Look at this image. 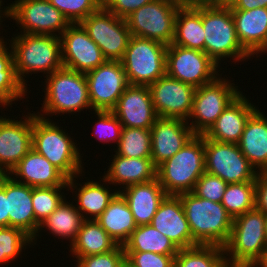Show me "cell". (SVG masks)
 Instances as JSON below:
<instances>
[{
	"label": "cell",
	"instance_id": "cell-10",
	"mask_svg": "<svg viewBox=\"0 0 267 267\" xmlns=\"http://www.w3.org/2000/svg\"><path fill=\"white\" fill-rule=\"evenodd\" d=\"M179 7L169 0H153L145 4L125 19L131 35L166 46L172 44Z\"/></svg>",
	"mask_w": 267,
	"mask_h": 267
},
{
	"label": "cell",
	"instance_id": "cell-54",
	"mask_svg": "<svg viewBox=\"0 0 267 267\" xmlns=\"http://www.w3.org/2000/svg\"><path fill=\"white\" fill-rule=\"evenodd\" d=\"M169 1L175 2L180 6H186V0H169Z\"/></svg>",
	"mask_w": 267,
	"mask_h": 267
},
{
	"label": "cell",
	"instance_id": "cell-22",
	"mask_svg": "<svg viewBox=\"0 0 267 267\" xmlns=\"http://www.w3.org/2000/svg\"><path fill=\"white\" fill-rule=\"evenodd\" d=\"M251 101L241 93L231 102L216 122L203 135L207 139L237 144L249 117L257 110Z\"/></svg>",
	"mask_w": 267,
	"mask_h": 267
},
{
	"label": "cell",
	"instance_id": "cell-32",
	"mask_svg": "<svg viewBox=\"0 0 267 267\" xmlns=\"http://www.w3.org/2000/svg\"><path fill=\"white\" fill-rule=\"evenodd\" d=\"M84 221L85 218L77 210L76 206L64 199L57 209L40 224L38 234L32 239L33 243H37L36 240L39 237V232L45 228L52 235L58 236V239H67L71 245L76 239Z\"/></svg>",
	"mask_w": 267,
	"mask_h": 267
},
{
	"label": "cell",
	"instance_id": "cell-13",
	"mask_svg": "<svg viewBox=\"0 0 267 267\" xmlns=\"http://www.w3.org/2000/svg\"><path fill=\"white\" fill-rule=\"evenodd\" d=\"M205 172L226 183L255 181L258 171L250 164L238 144L219 142L204 137Z\"/></svg>",
	"mask_w": 267,
	"mask_h": 267
},
{
	"label": "cell",
	"instance_id": "cell-19",
	"mask_svg": "<svg viewBox=\"0 0 267 267\" xmlns=\"http://www.w3.org/2000/svg\"><path fill=\"white\" fill-rule=\"evenodd\" d=\"M112 112L123 127L151 129L159 118L148 86L129 85Z\"/></svg>",
	"mask_w": 267,
	"mask_h": 267
},
{
	"label": "cell",
	"instance_id": "cell-48",
	"mask_svg": "<svg viewBox=\"0 0 267 267\" xmlns=\"http://www.w3.org/2000/svg\"><path fill=\"white\" fill-rule=\"evenodd\" d=\"M0 227H9L6 196V174H0Z\"/></svg>",
	"mask_w": 267,
	"mask_h": 267
},
{
	"label": "cell",
	"instance_id": "cell-51",
	"mask_svg": "<svg viewBox=\"0 0 267 267\" xmlns=\"http://www.w3.org/2000/svg\"><path fill=\"white\" fill-rule=\"evenodd\" d=\"M1 6H2V0H0V26L2 25L1 22H3L2 18L11 17L12 11H13V2H12V4L10 3V5L8 7L7 6L4 7V9ZM1 8H2V10H1Z\"/></svg>",
	"mask_w": 267,
	"mask_h": 267
},
{
	"label": "cell",
	"instance_id": "cell-50",
	"mask_svg": "<svg viewBox=\"0 0 267 267\" xmlns=\"http://www.w3.org/2000/svg\"><path fill=\"white\" fill-rule=\"evenodd\" d=\"M223 5V0H186V6Z\"/></svg>",
	"mask_w": 267,
	"mask_h": 267
},
{
	"label": "cell",
	"instance_id": "cell-44",
	"mask_svg": "<svg viewBox=\"0 0 267 267\" xmlns=\"http://www.w3.org/2000/svg\"><path fill=\"white\" fill-rule=\"evenodd\" d=\"M124 260V247L122 245H117L109 252L79 257L76 260V267H122Z\"/></svg>",
	"mask_w": 267,
	"mask_h": 267
},
{
	"label": "cell",
	"instance_id": "cell-27",
	"mask_svg": "<svg viewBox=\"0 0 267 267\" xmlns=\"http://www.w3.org/2000/svg\"><path fill=\"white\" fill-rule=\"evenodd\" d=\"M237 144L258 172H267V116L259 108L247 120Z\"/></svg>",
	"mask_w": 267,
	"mask_h": 267
},
{
	"label": "cell",
	"instance_id": "cell-34",
	"mask_svg": "<svg viewBox=\"0 0 267 267\" xmlns=\"http://www.w3.org/2000/svg\"><path fill=\"white\" fill-rule=\"evenodd\" d=\"M6 43V44H5ZM8 47V48H7ZM10 44L0 37V105L9 107L13 101L23 99L27 95V87L17 76L16 68L13 62V52ZM26 94V95H25Z\"/></svg>",
	"mask_w": 267,
	"mask_h": 267
},
{
	"label": "cell",
	"instance_id": "cell-39",
	"mask_svg": "<svg viewBox=\"0 0 267 267\" xmlns=\"http://www.w3.org/2000/svg\"><path fill=\"white\" fill-rule=\"evenodd\" d=\"M68 186L32 187V202L35 220L41 224L66 198L61 192Z\"/></svg>",
	"mask_w": 267,
	"mask_h": 267
},
{
	"label": "cell",
	"instance_id": "cell-2",
	"mask_svg": "<svg viewBox=\"0 0 267 267\" xmlns=\"http://www.w3.org/2000/svg\"><path fill=\"white\" fill-rule=\"evenodd\" d=\"M189 223L193 240L200 245L224 247L233 219L219 202L197 197L193 192L178 195Z\"/></svg>",
	"mask_w": 267,
	"mask_h": 267
},
{
	"label": "cell",
	"instance_id": "cell-56",
	"mask_svg": "<svg viewBox=\"0 0 267 267\" xmlns=\"http://www.w3.org/2000/svg\"><path fill=\"white\" fill-rule=\"evenodd\" d=\"M122 267H134L126 259L123 261Z\"/></svg>",
	"mask_w": 267,
	"mask_h": 267
},
{
	"label": "cell",
	"instance_id": "cell-18",
	"mask_svg": "<svg viewBox=\"0 0 267 267\" xmlns=\"http://www.w3.org/2000/svg\"><path fill=\"white\" fill-rule=\"evenodd\" d=\"M0 116V174H9L32 149L33 113L21 120Z\"/></svg>",
	"mask_w": 267,
	"mask_h": 267
},
{
	"label": "cell",
	"instance_id": "cell-3",
	"mask_svg": "<svg viewBox=\"0 0 267 267\" xmlns=\"http://www.w3.org/2000/svg\"><path fill=\"white\" fill-rule=\"evenodd\" d=\"M19 34L9 41L17 76L26 87V74L43 72L48 76L63 67L59 36Z\"/></svg>",
	"mask_w": 267,
	"mask_h": 267
},
{
	"label": "cell",
	"instance_id": "cell-46",
	"mask_svg": "<svg viewBox=\"0 0 267 267\" xmlns=\"http://www.w3.org/2000/svg\"><path fill=\"white\" fill-rule=\"evenodd\" d=\"M153 0H103V7L117 17L126 19L145 4Z\"/></svg>",
	"mask_w": 267,
	"mask_h": 267
},
{
	"label": "cell",
	"instance_id": "cell-4",
	"mask_svg": "<svg viewBox=\"0 0 267 267\" xmlns=\"http://www.w3.org/2000/svg\"><path fill=\"white\" fill-rule=\"evenodd\" d=\"M205 172L204 136L194 135L174 156L156 169V178L167 195L193 192Z\"/></svg>",
	"mask_w": 267,
	"mask_h": 267
},
{
	"label": "cell",
	"instance_id": "cell-42",
	"mask_svg": "<svg viewBox=\"0 0 267 267\" xmlns=\"http://www.w3.org/2000/svg\"><path fill=\"white\" fill-rule=\"evenodd\" d=\"M98 120L95 122L93 134L100 142L118 144L122 132V124L112 111H94ZM116 141V142H115Z\"/></svg>",
	"mask_w": 267,
	"mask_h": 267
},
{
	"label": "cell",
	"instance_id": "cell-55",
	"mask_svg": "<svg viewBox=\"0 0 267 267\" xmlns=\"http://www.w3.org/2000/svg\"><path fill=\"white\" fill-rule=\"evenodd\" d=\"M237 0H223V5L232 6Z\"/></svg>",
	"mask_w": 267,
	"mask_h": 267
},
{
	"label": "cell",
	"instance_id": "cell-29",
	"mask_svg": "<svg viewBox=\"0 0 267 267\" xmlns=\"http://www.w3.org/2000/svg\"><path fill=\"white\" fill-rule=\"evenodd\" d=\"M79 176H81V174L68 179L67 189L68 191L72 189V193L75 192V198H77V200L74 199L76 203L75 206L85 220H97L119 190L116 189L113 192L112 189L109 190V187L106 188L104 185L106 184V180L104 178H102V181L105 182L103 184L101 183V180L100 182H97L93 180L91 181L90 179H88L89 181L87 182H83L84 184H78L74 178ZM74 189L76 191H73Z\"/></svg>",
	"mask_w": 267,
	"mask_h": 267
},
{
	"label": "cell",
	"instance_id": "cell-7",
	"mask_svg": "<svg viewBox=\"0 0 267 267\" xmlns=\"http://www.w3.org/2000/svg\"><path fill=\"white\" fill-rule=\"evenodd\" d=\"M266 251L265 213L254 208L234 218L224 246L225 257L244 267H253Z\"/></svg>",
	"mask_w": 267,
	"mask_h": 267
},
{
	"label": "cell",
	"instance_id": "cell-14",
	"mask_svg": "<svg viewBox=\"0 0 267 267\" xmlns=\"http://www.w3.org/2000/svg\"><path fill=\"white\" fill-rule=\"evenodd\" d=\"M11 19L23 29L21 34L60 36L70 25L48 0H15Z\"/></svg>",
	"mask_w": 267,
	"mask_h": 267
},
{
	"label": "cell",
	"instance_id": "cell-15",
	"mask_svg": "<svg viewBox=\"0 0 267 267\" xmlns=\"http://www.w3.org/2000/svg\"><path fill=\"white\" fill-rule=\"evenodd\" d=\"M85 77L93 111H112L129 86L121 61L106 60Z\"/></svg>",
	"mask_w": 267,
	"mask_h": 267
},
{
	"label": "cell",
	"instance_id": "cell-52",
	"mask_svg": "<svg viewBox=\"0 0 267 267\" xmlns=\"http://www.w3.org/2000/svg\"><path fill=\"white\" fill-rule=\"evenodd\" d=\"M215 267H244L242 264L236 263L227 257H224Z\"/></svg>",
	"mask_w": 267,
	"mask_h": 267
},
{
	"label": "cell",
	"instance_id": "cell-21",
	"mask_svg": "<svg viewBox=\"0 0 267 267\" xmlns=\"http://www.w3.org/2000/svg\"><path fill=\"white\" fill-rule=\"evenodd\" d=\"M151 225L168 237L178 249L198 245L192 238L179 196L167 195L165 197L153 216Z\"/></svg>",
	"mask_w": 267,
	"mask_h": 267
},
{
	"label": "cell",
	"instance_id": "cell-23",
	"mask_svg": "<svg viewBox=\"0 0 267 267\" xmlns=\"http://www.w3.org/2000/svg\"><path fill=\"white\" fill-rule=\"evenodd\" d=\"M8 175L15 181L33 188L67 186L68 182V178L60 170L33 148L19 161Z\"/></svg>",
	"mask_w": 267,
	"mask_h": 267
},
{
	"label": "cell",
	"instance_id": "cell-9",
	"mask_svg": "<svg viewBox=\"0 0 267 267\" xmlns=\"http://www.w3.org/2000/svg\"><path fill=\"white\" fill-rule=\"evenodd\" d=\"M241 93L238 86L229 79L222 78V74L211 83L196 88L192 110L186 121L194 134L204 135Z\"/></svg>",
	"mask_w": 267,
	"mask_h": 267
},
{
	"label": "cell",
	"instance_id": "cell-31",
	"mask_svg": "<svg viewBox=\"0 0 267 267\" xmlns=\"http://www.w3.org/2000/svg\"><path fill=\"white\" fill-rule=\"evenodd\" d=\"M201 6H180L175 19L172 44L205 52Z\"/></svg>",
	"mask_w": 267,
	"mask_h": 267
},
{
	"label": "cell",
	"instance_id": "cell-24",
	"mask_svg": "<svg viewBox=\"0 0 267 267\" xmlns=\"http://www.w3.org/2000/svg\"><path fill=\"white\" fill-rule=\"evenodd\" d=\"M237 38L252 56L267 53V8L231 10ZM258 54V55H257Z\"/></svg>",
	"mask_w": 267,
	"mask_h": 267
},
{
	"label": "cell",
	"instance_id": "cell-11",
	"mask_svg": "<svg viewBox=\"0 0 267 267\" xmlns=\"http://www.w3.org/2000/svg\"><path fill=\"white\" fill-rule=\"evenodd\" d=\"M220 66L204 51L170 44L166 49V74L195 88L214 81Z\"/></svg>",
	"mask_w": 267,
	"mask_h": 267
},
{
	"label": "cell",
	"instance_id": "cell-41",
	"mask_svg": "<svg viewBox=\"0 0 267 267\" xmlns=\"http://www.w3.org/2000/svg\"><path fill=\"white\" fill-rule=\"evenodd\" d=\"M70 24L81 23L103 6V0H48Z\"/></svg>",
	"mask_w": 267,
	"mask_h": 267
},
{
	"label": "cell",
	"instance_id": "cell-57",
	"mask_svg": "<svg viewBox=\"0 0 267 267\" xmlns=\"http://www.w3.org/2000/svg\"><path fill=\"white\" fill-rule=\"evenodd\" d=\"M265 235L267 239V213H265Z\"/></svg>",
	"mask_w": 267,
	"mask_h": 267
},
{
	"label": "cell",
	"instance_id": "cell-47",
	"mask_svg": "<svg viewBox=\"0 0 267 267\" xmlns=\"http://www.w3.org/2000/svg\"><path fill=\"white\" fill-rule=\"evenodd\" d=\"M255 208L267 213V172H258L256 176Z\"/></svg>",
	"mask_w": 267,
	"mask_h": 267
},
{
	"label": "cell",
	"instance_id": "cell-35",
	"mask_svg": "<svg viewBox=\"0 0 267 267\" xmlns=\"http://www.w3.org/2000/svg\"><path fill=\"white\" fill-rule=\"evenodd\" d=\"M125 252H153L177 255L179 249L151 224L139 225L123 245Z\"/></svg>",
	"mask_w": 267,
	"mask_h": 267
},
{
	"label": "cell",
	"instance_id": "cell-20",
	"mask_svg": "<svg viewBox=\"0 0 267 267\" xmlns=\"http://www.w3.org/2000/svg\"><path fill=\"white\" fill-rule=\"evenodd\" d=\"M151 130V159L157 167L174 156L195 135L185 120L158 118Z\"/></svg>",
	"mask_w": 267,
	"mask_h": 267
},
{
	"label": "cell",
	"instance_id": "cell-33",
	"mask_svg": "<svg viewBox=\"0 0 267 267\" xmlns=\"http://www.w3.org/2000/svg\"><path fill=\"white\" fill-rule=\"evenodd\" d=\"M117 244L96 220H85L69 246L73 258L97 255L113 250Z\"/></svg>",
	"mask_w": 267,
	"mask_h": 267
},
{
	"label": "cell",
	"instance_id": "cell-40",
	"mask_svg": "<svg viewBox=\"0 0 267 267\" xmlns=\"http://www.w3.org/2000/svg\"><path fill=\"white\" fill-rule=\"evenodd\" d=\"M31 244L34 246L32 238L21 229L0 227V264L14 261Z\"/></svg>",
	"mask_w": 267,
	"mask_h": 267
},
{
	"label": "cell",
	"instance_id": "cell-17",
	"mask_svg": "<svg viewBox=\"0 0 267 267\" xmlns=\"http://www.w3.org/2000/svg\"><path fill=\"white\" fill-rule=\"evenodd\" d=\"M59 37L63 67L86 74L106 61L80 23L70 24Z\"/></svg>",
	"mask_w": 267,
	"mask_h": 267
},
{
	"label": "cell",
	"instance_id": "cell-30",
	"mask_svg": "<svg viewBox=\"0 0 267 267\" xmlns=\"http://www.w3.org/2000/svg\"><path fill=\"white\" fill-rule=\"evenodd\" d=\"M96 221L117 245L122 246L137 228L134 216L126 200L119 192Z\"/></svg>",
	"mask_w": 267,
	"mask_h": 267
},
{
	"label": "cell",
	"instance_id": "cell-16",
	"mask_svg": "<svg viewBox=\"0 0 267 267\" xmlns=\"http://www.w3.org/2000/svg\"><path fill=\"white\" fill-rule=\"evenodd\" d=\"M148 88L159 118L188 120L196 89L194 86L165 74Z\"/></svg>",
	"mask_w": 267,
	"mask_h": 267
},
{
	"label": "cell",
	"instance_id": "cell-49",
	"mask_svg": "<svg viewBox=\"0 0 267 267\" xmlns=\"http://www.w3.org/2000/svg\"><path fill=\"white\" fill-rule=\"evenodd\" d=\"M258 7L267 8V0H237L231 10H252Z\"/></svg>",
	"mask_w": 267,
	"mask_h": 267
},
{
	"label": "cell",
	"instance_id": "cell-28",
	"mask_svg": "<svg viewBox=\"0 0 267 267\" xmlns=\"http://www.w3.org/2000/svg\"><path fill=\"white\" fill-rule=\"evenodd\" d=\"M111 161L103 176L110 185H122L121 188H126L156 179L157 167L151 158H128L114 154Z\"/></svg>",
	"mask_w": 267,
	"mask_h": 267
},
{
	"label": "cell",
	"instance_id": "cell-5",
	"mask_svg": "<svg viewBox=\"0 0 267 267\" xmlns=\"http://www.w3.org/2000/svg\"><path fill=\"white\" fill-rule=\"evenodd\" d=\"M44 101L40 117L52 114H72L83 109H92L88 92V83L84 73L62 67L45 76Z\"/></svg>",
	"mask_w": 267,
	"mask_h": 267
},
{
	"label": "cell",
	"instance_id": "cell-8",
	"mask_svg": "<svg viewBox=\"0 0 267 267\" xmlns=\"http://www.w3.org/2000/svg\"><path fill=\"white\" fill-rule=\"evenodd\" d=\"M167 46L131 36L121 60L129 85L149 86L166 74Z\"/></svg>",
	"mask_w": 267,
	"mask_h": 267
},
{
	"label": "cell",
	"instance_id": "cell-1",
	"mask_svg": "<svg viewBox=\"0 0 267 267\" xmlns=\"http://www.w3.org/2000/svg\"><path fill=\"white\" fill-rule=\"evenodd\" d=\"M32 148L68 179L84 172L83 159H81L83 156L74 139L68 136L63 127H59L49 118L38 116L35 112L33 113Z\"/></svg>",
	"mask_w": 267,
	"mask_h": 267
},
{
	"label": "cell",
	"instance_id": "cell-26",
	"mask_svg": "<svg viewBox=\"0 0 267 267\" xmlns=\"http://www.w3.org/2000/svg\"><path fill=\"white\" fill-rule=\"evenodd\" d=\"M118 190L126 200L137 226L151 224L160 203L167 196L157 178Z\"/></svg>",
	"mask_w": 267,
	"mask_h": 267
},
{
	"label": "cell",
	"instance_id": "cell-6",
	"mask_svg": "<svg viewBox=\"0 0 267 267\" xmlns=\"http://www.w3.org/2000/svg\"><path fill=\"white\" fill-rule=\"evenodd\" d=\"M202 23L205 36V53L220 66L221 59L245 61L251 55L237 38L230 6L202 5Z\"/></svg>",
	"mask_w": 267,
	"mask_h": 267
},
{
	"label": "cell",
	"instance_id": "cell-45",
	"mask_svg": "<svg viewBox=\"0 0 267 267\" xmlns=\"http://www.w3.org/2000/svg\"><path fill=\"white\" fill-rule=\"evenodd\" d=\"M175 256L153 252H125V259L134 267H174Z\"/></svg>",
	"mask_w": 267,
	"mask_h": 267
},
{
	"label": "cell",
	"instance_id": "cell-25",
	"mask_svg": "<svg viewBox=\"0 0 267 267\" xmlns=\"http://www.w3.org/2000/svg\"><path fill=\"white\" fill-rule=\"evenodd\" d=\"M6 196L9 226L21 229L33 239L40 224L35 220L32 187L19 183L6 174Z\"/></svg>",
	"mask_w": 267,
	"mask_h": 267
},
{
	"label": "cell",
	"instance_id": "cell-36",
	"mask_svg": "<svg viewBox=\"0 0 267 267\" xmlns=\"http://www.w3.org/2000/svg\"><path fill=\"white\" fill-rule=\"evenodd\" d=\"M221 204L232 219L255 208V181L227 185Z\"/></svg>",
	"mask_w": 267,
	"mask_h": 267
},
{
	"label": "cell",
	"instance_id": "cell-38",
	"mask_svg": "<svg viewBox=\"0 0 267 267\" xmlns=\"http://www.w3.org/2000/svg\"><path fill=\"white\" fill-rule=\"evenodd\" d=\"M116 155L128 158H151V130L123 127Z\"/></svg>",
	"mask_w": 267,
	"mask_h": 267
},
{
	"label": "cell",
	"instance_id": "cell-12",
	"mask_svg": "<svg viewBox=\"0 0 267 267\" xmlns=\"http://www.w3.org/2000/svg\"><path fill=\"white\" fill-rule=\"evenodd\" d=\"M80 24L101 49L106 60H122L132 36L125 19L117 17L102 6Z\"/></svg>",
	"mask_w": 267,
	"mask_h": 267
},
{
	"label": "cell",
	"instance_id": "cell-43",
	"mask_svg": "<svg viewBox=\"0 0 267 267\" xmlns=\"http://www.w3.org/2000/svg\"><path fill=\"white\" fill-rule=\"evenodd\" d=\"M227 185L220 177L204 172L196 182L193 193L197 197L221 203Z\"/></svg>",
	"mask_w": 267,
	"mask_h": 267
},
{
	"label": "cell",
	"instance_id": "cell-37",
	"mask_svg": "<svg viewBox=\"0 0 267 267\" xmlns=\"http://www.w3.org/2000/svg\"><path fill=\"white\" fill-rule=\"evenodd\" d=\"M224 257V247L198 244L179 249L174 267H215Z\"/></svg>",
	"mask_w": 267,
	"mask_h": 267
},
{
	"label": "cell",
	"instance_id": "cell-53",
	"mask_svg": "<svg viewBox=\"0 0 267 267\" xmlns=\"http://www.w3.org/2000/svg\"><path fill=\"white\" fill-rule=\"evenodd\" d=\"M253 267H267V251Z\"/></svg>",
	"mask_w": 267,
	"mask_h": 267
}]
</instances>
